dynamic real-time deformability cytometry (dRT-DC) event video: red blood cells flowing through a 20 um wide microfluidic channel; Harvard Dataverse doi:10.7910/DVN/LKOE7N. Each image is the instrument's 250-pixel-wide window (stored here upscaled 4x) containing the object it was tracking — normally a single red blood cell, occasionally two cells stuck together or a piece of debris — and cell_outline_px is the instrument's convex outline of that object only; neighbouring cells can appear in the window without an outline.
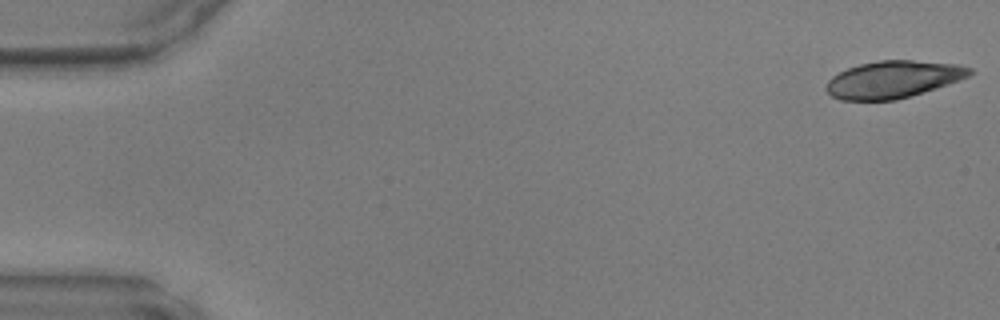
{"species": "common noctule bat (a hibernating species)", "species_latin": "Nyctalus noctula", "temperature_condition": "warm", "stored_images_in_passage": 48, "camera_frame_rate_fps": 3000, "um_per_image_px": 0.085, "animal": {"sex": "male", "body_mass_g": 17.9, "forearm_length_mm": 54.2}, "frame": {"image": 1, "passage_image": 1, "time_ms": 0.0, "image_size_px": [1000, 320], "cell_outline_px": [[972, 72], [968, 76], [948, 84], [936, 88], [896, 100], [840, 100], [832, 96], [824, 88], [828, 80], [832, 76], [848, 68], [860, 64], [880, 60], [912, 60], [956, 64], [972, 68]], "centroid_in_image_um": [75.89, 6.75], "position_along_channel_um": 9.1, "area_um2": 30.87}}